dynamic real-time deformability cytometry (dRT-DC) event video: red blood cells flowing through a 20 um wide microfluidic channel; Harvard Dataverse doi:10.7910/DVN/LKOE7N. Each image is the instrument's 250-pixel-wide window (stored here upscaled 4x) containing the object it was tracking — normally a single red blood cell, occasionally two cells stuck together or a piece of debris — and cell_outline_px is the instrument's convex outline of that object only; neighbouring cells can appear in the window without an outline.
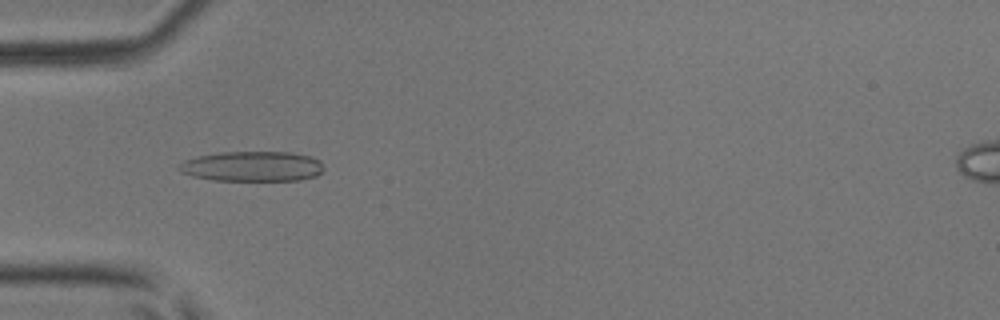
{"species": "common noctule bat (a hibernating species)", "species_latin": "Nyctalus noctula", "temperature_condition": "room temperature", "stored_images_in_passage": 51, "camera_frame_rate_fps": 3000, "um_per_image_px": 0.085, "animal": {"sex": "male", "body_mass_g": 17.9, "forearm_length_mm": 54.2}, "frame": {"image": 1, "passage_image": 17, "time_ms": 5.333, "image_size_px": [1000, 320], "cell_outline_px": [[324, 168], [316, 176], [300, 180], [212, 180], [192, 176], [180, 172], [176, 168], [184, 160], [196, 156], [220, 152], [292, 152], [308, 156], [320, 160]], "centroid_in_image_um": [21.41, 14.13], "position_along_channel_um": 63.6, "area_um2": 25.49}}
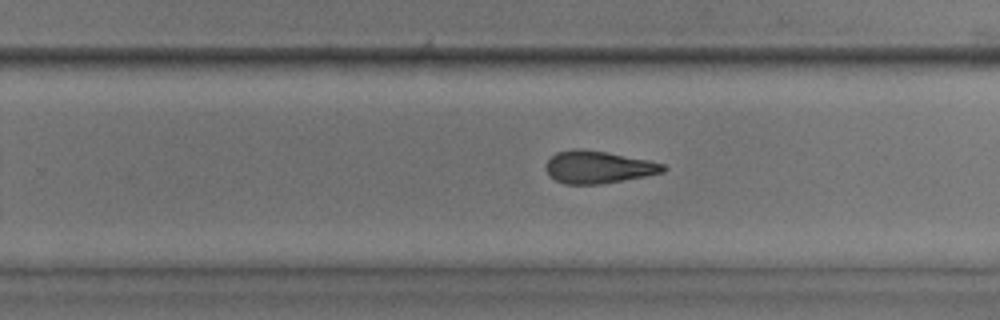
{"frame": {"image": 2, "passage_image": 33, "time_ms": 10.667, "image_size_px": [1000, 320], "cell_outline_px": [[668, 168], [664, 172], [644, 176], [600, 184], [564, 184], [556, 180], [544, 168], [544, 164], [556, 152], [576, 148], [584, 148], [608, 152], [648, 160], [664, 164]], "centroid_in_image_um": [50.83, 14.19], "position_along_channel_um": 279.0, "area_um2": 22.2}}
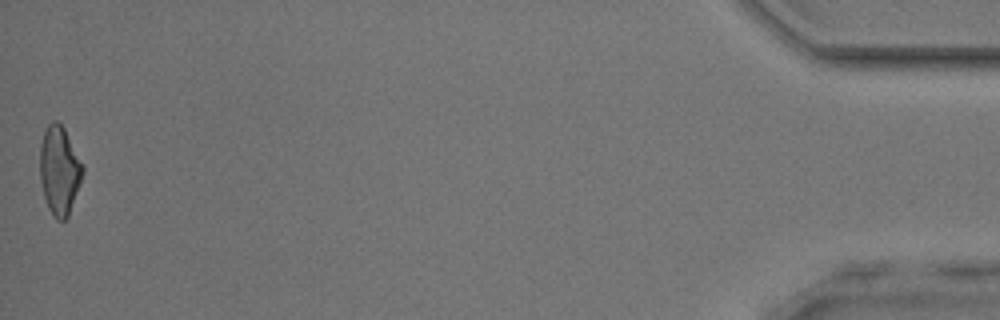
{"frame": {"image": 3, "passage_image": 51, "time_ms": 16.667, "image_size_px": [1000, 320], "cell_outline_px": [[84, 172], [68, 216], [64, 220], [56, 220], [52, 216], [48, 208], [44, 196], [40, 180], [40, 144], [44, 132], [48, 124], [52, 120], [56, 120], [64, 128], [84, 168]], "centroid_in_image_um": [5.03, 14.49], "position_along_channel_um": 430.2, "area_um2": 21.91}, "authors_computed_cell_mechanics": {"area_um2": 23.0622, "velocity_mm_per_s": 4.0912, "shape_relaxation_time_tau1_ms": 7.3305, "shape_relaxation_time_tau2_ms": 3.3322, "deformation_change_tau1": 0.1836, "deformation_change_tau2": 0.1377}}